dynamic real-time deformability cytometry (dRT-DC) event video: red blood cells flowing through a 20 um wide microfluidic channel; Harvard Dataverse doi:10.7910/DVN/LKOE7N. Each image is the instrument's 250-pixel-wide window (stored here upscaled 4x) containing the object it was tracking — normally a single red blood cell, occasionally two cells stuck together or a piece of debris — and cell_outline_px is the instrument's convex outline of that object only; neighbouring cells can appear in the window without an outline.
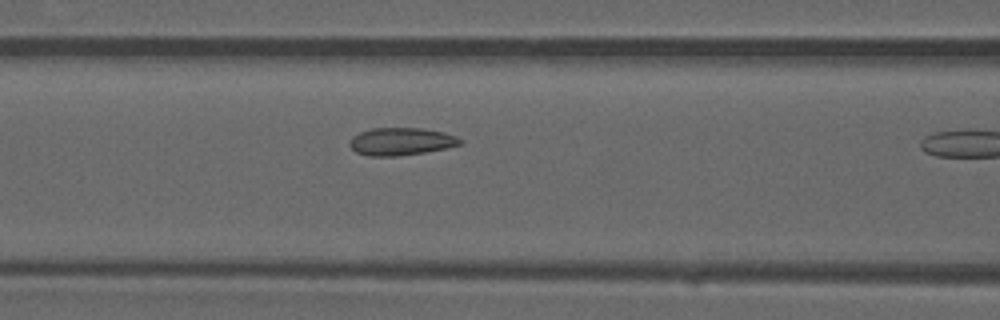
{"species": "common noctule bat (a hibernating species)", "species_latin": "Nyctalus noctula", "temperature_condition": "warm", "stored_images_in_passage": 11, "camera_frame_rate_fps": 3000, "um_per_image_px": 0.085, "animal": {"sex": "male", "forearm_length_mm": 52.5}, "frame": {"image": 1, "passage_image": 10, "time_ms": 3.0, "image_size_px": [1000, 320], "cell_outline_px": [[464, 140], [460, 144], [444, 148], [424, 152], [396, 156], [368, 156], [356, 152], [348, 144], [348, 140], [352, 136], [360, 132], [372, 128], [420, 128], [444, 132], [456, 136]], "centroid_in_image_um": [34.05, 12.02], "position_along_channel_um": 132.5, "area_um2": 17.74}}